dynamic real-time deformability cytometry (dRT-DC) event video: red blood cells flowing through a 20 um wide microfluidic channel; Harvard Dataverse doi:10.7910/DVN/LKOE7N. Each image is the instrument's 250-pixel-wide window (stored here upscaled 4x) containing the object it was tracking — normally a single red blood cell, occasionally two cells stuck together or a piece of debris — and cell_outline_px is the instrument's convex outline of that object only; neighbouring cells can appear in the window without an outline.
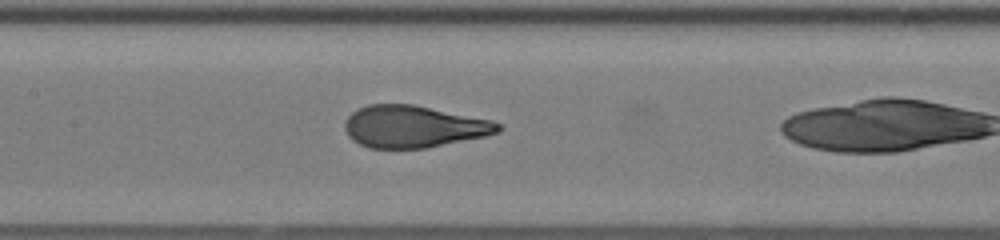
{"species": "human", "species_latin": "Homo sapiens", "temperature_condition": "room temperature", "stored_images_in_passage": 39, "camera_frame_rate_fps": 3000, "um_per_image_px": 0.085, "donor": {"sex": "female"}, "frame": {"image": 1, "passage_image": 24, "time_ms": 7.667, "image_size_px": [1000, 240], "cell_outline_px": [[504, 128], [500, 132], [484, 136], [428, 148], [368, 148], [352, 140], [348, 136], [344, 128], [344, 120], [352, 112], [368, 104], [412, 104], [488, 120], [500, 124]], "centroid_in_image_um": [35.11, 10.77], "position_along_channel_um": 172.3, "area_um2": 37.34}}
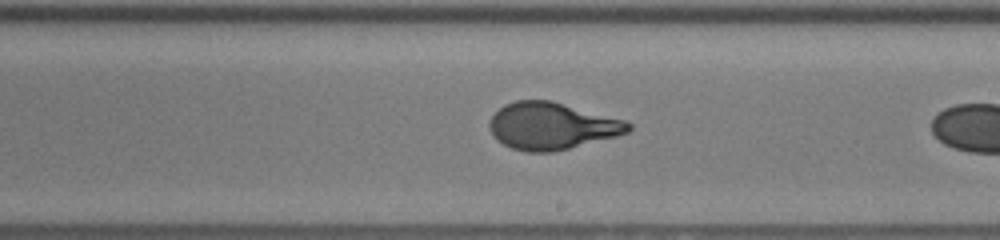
{"frame": {"image": 2, "passage_image": 29, "time_ms": 9.333, "image_size_px": [1000, 240], "cell_outline_px": [[632, 128], [628, 132], [616, 136], [552, 152], [528, 152], [512, 148], [496, 140], [488, 124], [492, 116], [504, 104], [516, 100], [552, 100], [624, 120], [632, 124]], "centroid_in_image_um": [46.88, 10.7], "position_along_channel_um": 242.1, "area_um2": 37.8}}
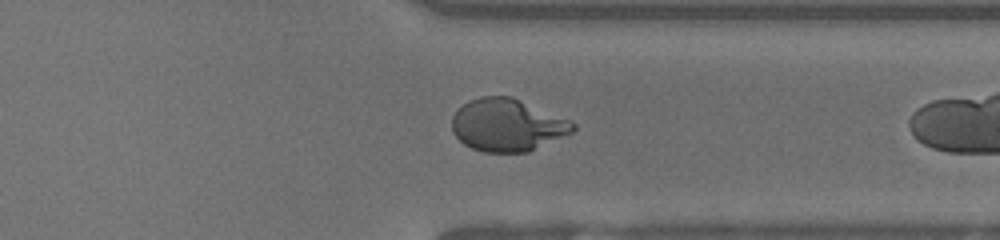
{"frame": {"image": 3, "passage_image": 38, "time_ms": 12.333, "image_size_px": [1000, 240], "cell_outline_px": [[576, 128], [572, 132], [528, 152], [484, 152], [472, 148], [464, 144], [452, 132], [452, 116], [468, 100], [480, 96], [512, 96], [568, 120], [576, 124]], "centroid_in_image_um": [43.09, 10.62], "position_along_channel_um": 368.3, "area_um2": 36.7}}